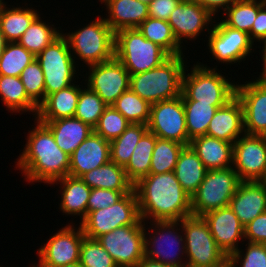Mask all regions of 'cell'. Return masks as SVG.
I'll use <instances>...</instances> for the list:
<instances>
[{
    "label": "cell",
    "mask_w": 266,
    "mask_h": 267,
    "mask_svg": "<svg viewBox=\"0 0 266 267\" xmlns=\"http://www.w3.org/2000/svg\"><path fill=\"white\" fill-rule=\"evenodd\" d=\"M34 119L33 127L28 129L23 151L15 161L14 170H19L24 181L50 186L53 182L69 175L70 156L61 150L51 130Z\"/></svg>",
    "instance_id": "cell-1"
},
{
    "label": "cell",
    "mask_w": 266,
    "mask_h": 267,
    "mask_svg": "<svg viewBox=\"0 0 266 267\" xmlns=\"http://www.w3.org/2000/svg\"><path fill=\"white\" fill-rule=\"evenodd\" d=\"M133 189L143 221L181 220L191 216V196L182 188L174 171L149 174Z\"/></svg>",
    "instance_id": "cell-2"
},
{
    "label": "cell",
    "mask_w": 266,
    "mask_h": 267,
    "mask_svg": "<svg viewBox=\"0 0 266 267\" xmlns=\"http://www.w3.org/2000/svg\"><path fill=\"white\" fill-rule=\"evenodd\" d=\"M84 24L68 32V29L66 32L62 29V35L67 39L74 61L82 71L88 66L112 60L115 44V33L103 15H97L96 19Z\"/></svg>",
    "instance_id": "cell-3"
},
{
    "label": "cell",
    "mask_w": 266,
    "mask_h": 267,
    "mask_svg": "<svg viewBox=\"0 0 266 267\" xmlns=\"http://www.w3.org/2000/svg\"><path fill=\"white\" fill-rule=\"evenodd\" d=\"M185 55L170 56L156 68L130 75L129 88L149 104L181 96L182 76L190 64Z\"/></svg>",
    "instance_id": "cell-4"
},
{
    "label": "cell",
    "mask_w": 266,
    "mask_h": 267,
    "mask_svg": "<svg viewBox=\"0 0 266 267\" xmlns=\"http://www.w3.org/2000/svg\"><path fill=\"white\" fill-rule=\"evenodd\" d=\"M194 60L195 63L192 66L187 64L182 76V100H195L199 103H228L236 96L237 81L235 80L238 79L230 74L231 71L227 74L224 69L225 72L218 68L210 69L201 65L199 60L197 62L196 59ZM226 75H231V77Z\"/></svg>",
    "instance_id": "cell-5"
},
{
    "label": "cell",
    "mask_w": 266,
    "mask_h": 267,
    "mask_svg": "<svg viewBox=\"0 0 266 267\" xmlns=\"http://www.w3.org/2000/svg\"><path fill=\"white\" fill-rule=\"evenodd\" d=\"M144 243V257L169 267H186L185 238L180 220L144 221Z\"/></svg>",
    "instance_id": "cell-6"
},
{
    "label": "cell",
    "mask_w": 266,
    "mask_h": 267,
    "mask_svg": "<svg viewBox=\"0 0 266 267\" xmlns=\"http://www.w3.org/2000/svg\"><path fill=\"white\" fill-rule=\"evenodd\" d=\"M219 18H215L211 32L207 35L206 41H203L207 43L204 50L208 49L207 54L210 53L212 63L214 60L217 62L214 61V64L211 63L209 66L204 63L205 60L199 63L210 69H217L219 64L227 65L225 67L230 65V68L234 64L235 67L238 64L241 66L240 63L244 64V61L249 60L250 55L254 56L252 54L257 52L258 46L250 39L248 33L227 26Z\"/></svg>",
    "instance_id": "cell-7"
},
{
    "label": "cell",
    "mask_w": 266,
    "mask_h": 267,
    "mask_svg": "<svg viewBox=\"0 0 266 267\" xmlns=\"http://www.w3.org/2000/svg\"><path fill=\"white\" fill-rule=\"evenodd\" d=\"M114 57L130 75H135L160 66L170 55L147 40L138 28H132L115 33Z\"/></svg>",
    "instance_id": "cell-8"
},
{
    "label": "cell",
    "mask_w": 266,
    "mask_h": 267,
    "mask_svg": "<svg viewBox=\"0 0 266 267\" xmlns=\"http://www.w3.org/2000/svg\"><path fill=\"white\" fill-rule=\"evenodd\" d=\"M44 74L45 97L67 88L82 78L67 39L61 34L37 56ZM80 76V77H79Z\"/></svg>",
    "instance_id": "cell-9"
},
{
    "label": "cell",
    "mask_w": 266,
    "mask_h": 267,
    "mask_svg": "<svg viewBox=\"0 0 266 267\" xmlns=\"http://www.w3.org/2000/svg\"><path fill=\"white\" fill-rule=\"evenodd\" d=\"M180 222L185 238L186 267H223L228 262L202 216L191 215Z\"/></svg>",
    "instance_id": "cell-10"
},
{
    "label": "cell",
    "mask_w": 266,
    "mask_h": 267,
    "mask_svg": "<svg viewBox=\"0 0 266 267\" xmlns=\"http://www.w3.org/2000/svg\"><path fill=\"white\" fill-rule=\"evenodd\" d=\"M241 180L233 167L207 170L198 190L191 196L192 216L229 206Z\"/></svg>",
    "instance_id": "cell-11"
},
{
    "label": "cell",
    "mask_w": 266,
    "mask_h": 267,
    "mask_svg": "<svg viewBox=\"0 0 266 267\" xmlns=\"http://www.w3.org/2000/svg\"><path fill=\"white\" fill-rule=\"evenodd\" d=\"M141 219L134 189L115 204L87 213L79 223L84 235L96 239L118 227L135 225Z\"/></svg>",
    "instance_id": "cell-12"
},
{
    "label": "cell",
    "mask_w": 266,
    "mask_h": 267,
    "mask_svg": "<svg viewBox=\"0 0 266 267\" xmlns=\"http://www.w3.org/2000/svg\"><path fill=\"white\" fill-rule=\"evenodd\" d=\"M62 224L47 241L43 243L37 251V267H59L79 263L80 248L83 241L84 232L79 224ZM77 226V227H76ZM46 241V242H45Z\"/></svg>",
    "instance_id": "cell-13"
},
{
    "label": "cell",
    "mask_w": 266,
    "mask_h": 267,
    "mask_svg": "<svg viewBox=\"0 0 266 267\" xmlns=\"http://www.w3.org/2000/svg\"><path fill=\"white\" fill-rule=\"evenodd\" d=\"M215 18L196 1L182 0L171 12L167 21L178 43L187 51L188 46H185L184 43L195 42L196 44V40L198 42L199 40L203 41L206 39L212 30ZM201 36H205V38L199 39Z\"/></svg>",
    "instance_id": "cell-14"
},
{
    "label": "cell",
    "mask_w": 266,
    "mask_h": 267,
    "mask_svg": "<svg viewBox=\"0 0 266 267\" xmlns=\"http://www.w3.org/2000/svg\"><path fill=\"white\" fill-rule=\"evenodd\" d=\"M117 266H135L144 258V221L127 225L96 238Z\"/></svg>",
    "instance_id": "cell-15"
},
{
    "label": "cell",
    "mask_w": 266,
    "mask_h": 267,
    "mask_svg": "<svg viewBox=\"0 0 266 267\" xmlns=\"http://www.w3.org/2000/svg\"><path fill=\"white\" fill-rule=\"evenodd\" d=\"M86 69L82 71L85 85L108 106L129 89L130 74L115 57L110 61L88 66Z\"/></svg>",
    "instance_id": "cell-16"
},
{
    "label": "cell",
    "mask_w": 266,
    "mask_h": 267,
    "mask_svg": "<svg viewBox=\"0 0 266 267\" xmlns=\"http://www.w3.org/2000/svg\"><path fill=\"white\" fill-rule=\"evenodd\" d=\"M147 126L148 131L160 139L188 146L186 117L181 96L151 104Z\"/></svg>",
    "instance_id": "cell-17"
},
{
    "label": "cell",
    "mask_w": 266,
    "mask_h": 267,
    "mask_svg": "<svg viewBox=\"0 0 266 267\" xmlns=\"http://www.w3.org/2000/svg\"><path fill=\"white\" fill-rule=\"evenodd\" d=\"M238 78L236 96L243 107L244 132L266 136V82L251 74L252 80ZM254 77V78H253ZM242 79L245 80L240 82Z\"/></svg>",
    "instance_id": "cell-18"
},
{
    "label": "cell",
    "mask_w": 266,
    "mask_h": 267,
    "mask_svg": "<svg viewBox=\"0 0 266 267\" xmlns=\"http://www.w3.org/2000/svg\"><path fill=\"white\" fill-rule=\"evenodd\" d=\"M232 167L241 181H258L266 168V136L241 135L233 143Z\"/></svg>",
    "instance_id": "cell-19"
},
{
    "label": "cell",
    "mask_w": 266,
    "mask_h": 267,
    "mask_svg": "<svg viewBox=\"0 0 266 267\" xmlns=\"http://www.w3.org/2000/svg\"><path fill=\"white\" fill-rule=\"evenodd\" d=\"M202 217L209 225L216 244L227 257L243 245L244 226L229 206L211 210Z\"/></svg>",
    "instance_id": "cell-20"
},
{
    "label": "cell",
    "mask_w": 266,
    "mask_h": 267,
    "mask_svg": "<svg viewBox=\"0 0 266 267\" xmlns=\"http://www.w3.org/2000/svg\"><path fill=\"white\" fill-rule=\"evenodd\" d=\"M110 160V141L92 132L70 156L69 176L80 178Z\"/></svg>",
    "instance_id": "cell-21"
},
{
    "label": "cell",
    "mask_w": 266,
    "mask_h": 267,
    "mask_svg": "<svg viewBox=\"0 0 266 267\" xmlns=\"http://www.w3.org/2000/svg\"><path fill=\"white\" fill-rule=\"evenodd\" d=\"M60 184V186H59ZM52 185L58 187L59 196L58 209L65 217L71 216L70 224L80 223L87 215V202L90 196L91 188L78 177L65 176L53 182ZM60 189V190H59ZM61 196V197H60ZM78 218L73 221L74 218Z\"/></svg>",
    "instance_id": "cell-22"
},
{
    "label": "cell",
    "mask_w": 266,
    "mask_h": 267,
    "mask_svg": "<svg viewBox=\"0 0 266 267\" xmlns=\"http://www.w3.org/2000/svg\"><path fill=\"white\" fill-rule=\"evenodd\" d=\"M106 23L114 33L123 29L138 28L148 17V5L138 0H98ZM104 8V9H103ZM108 13V14H107Z\"/></svg>",
    "instance_id": "cell-23"
},
{
    "label": "cell",
    "mask_w": 266,
    "mask_h": 267,
    "mask_svg": "<svg viewBox=\"0 0 266 267\" xmlns=\"http://www.w3.org/2000/svg\"><path fill=\"white\" fill-rule=\"evenodd\" d=\"M229 207L240 223L246 226L266 211V190L258 181H241Z\"/></svg>",
    "instance_id": "cell-24"
},
{
    "label": "cell",
    "mask_w": 266,
    "mask_h": 267,
    "mask_svg": "<svg viewBox=\"0 0 266 267\" xmlns=\"http://www.w3.org/2000/svg\"><path fill=\"white\" fill-rule=\"evenodd\" d=\"M244 132L243 107L235 96L218 108L211 119L206 135L234 143Z\"/></svg>",
    "instance_id": "cell-25"
},
{
    "label": "cell",
    "mask_w": 266,
    "mask_h": 267,
    "mask_svg": "<svg viewBox=\"0 0 266 267\" xmlns=\"http://www.w3.org/2000/svg\"><path fill=\"white\" fill-rule=\"evenodd\" d=\"M24 1V3L13 1V5L11 2L9 5V2L5 0L0 1V28L7 42H17L32 21L41 13L37 8H33L32 2L28 5V2Z\"/></svg>",
    "instance_id": "cell-26"
},
{
    "label": "cell",
    "mask_w": 266,
    "mask_h": 267,
    "mask_svg": "<svg viewBox=\"0 0 266 267\" xmlns=\"http://www.w3.org/2000/svg\"><path fill=\"white\" fill-rule=\"evenodd\" d=\"M80 80L81 78L69 87L46 96L45 100L38 106L35 118L38 121H52L74 117L81 91Z\"/></svg>",
    "instance_id": "cell-27"
},
{
    "label": "cell",
    "mask_w": 266,
    "mask_h": 267,
    "mask_svg": "<svg viewBox=\"0 0 266 267\" xmlns=\"http://www.w3.org/2000/svg\"><path fill=\"white\" fill-rule=\"evenodd\" d=\"M189 145L207 170L226 169L233 165V143L203 135L193 138Z\"/></svg>",
    "instance_id": "cell-28"
},
{
    "label": "cell",
    "mask_w": 266,
    "mask_h": 267,
    "mask_svg": "<svg viewBox=\"0 0 266 267\" xmlns=\"http://www.w3.org/2000/svg\"><path fill=\"white\" fill-rule=\"evenodd\" d=\"M40 122L51 130L57 146L69 156L93 132L92 127L75 117Z\"/></svg>",
    "instance_id": "cell-29"
},
{
    "label": "cell",
    "mask_w": 266,
    "mask_h": 267,
    "mask_svg": "<svg viewBox=\"0 0 266 267\" xmlns=\"http://www.w3.org/2000/svg\"><path fill=\"white\" fill-rule=\"evenodd\" d=\"M0 102L11 115L36 117L38 106L28 97L20 77L0 75Z\"/></svg>",
    "instance_id": "cell-30"
},
{
    "label": "cell",
    "mask_w": 266,
    "mask_h": 267,
    "mask_svg": "<svg viewBox=\"0 0 266 267\" xmlns=\"http://www.w3.org/2000/svg\"><path fill=\"white\" fill-rule=\"evenodd\" d=\"M91 189L102 188L119 192H131L133 184L128 180L124 167L111 160L80 177Z\"/></svg>",
    "instance_id": "cell-31"
},
{
    "label": "cell",
    "mask_w": 266,
    "mask_h": 267,
    "mask_svg": "<svg viewBox=\"0 0 266 267\" xmlns=\"http://www.w3.org/2000/svg\"><path fill=\"white\" fill-rule=\"evenodd\" d=\"M206 172V167L193 148L190 145L185 146L179 155L174 173L182 188L190 196L198 190Z\"/></svg>",
    "instance_id": "cell-32"
},
{
    "label": "cell",
    "mask_w": 266,
    "mask_h": 267,
    "mask_svg": "<svg viewBox=\"0 0 266 267\" xmlns=\"http://www.w3.org/2000/svg\"><path fill=\"white\" fill-rule=\"evenodd\" d=\"M42 15L43 14L40 13L32 21L28 29L17 41L34 56H37L45 47H47L62 34V28L60 24L57 27L56 23H52L54 16L52 18V21L50 22L49 19H45L47 21L43 20Z\"/></svg>",
    "instance_id": "cell-33"
},
{
    "label": "cell",
    "mask_w": 266,
    "mask_h": 267,
    "mask_svg": "<svg viewBox=\"0 0 266 267\" xmlns=\"http://www.w3.org/2000/svg\"><path fill=\"white\" fill-rule=\"evenodd\" d=\"M185 110L188 145L198 136L206 135L216 110L227 103H199L195 100H182Z\"/></svg>",
    "instance_id": "cell-34"
},
{
    "label": "cell",
    "mask_w": 266,
    "mask_h": 267,
    "mask_svg": "<svg viewBox=\"0 0 266 267\" xmlns=\"http://www.w3.org/2000/svg\"><path fill=\"white\" fill-rule=\"evenodd\" d=\"M158 137L147 131L136 144L129 162L124 167L128 180L135 185L150 174L152 153Z\"/></svg>",
    "instance_id": "cell-35"
},
{
    "label": "cell",
    "mask_w": 266,
    "mask_h": 267,
    "mask_svg": "<svg viewBox=\"0 0 266 267\" xmlns=\"http://www.w3.org/2000/svg\"><path fill=\"white\" fill-rule=\"evenodd\" d=\"M138 30L147 40L159 45L170 56L187 54L185 51L186 49H184L175 38L167 20L148 17L138 26Z\"/></svg>",
    "instance_id": "cell-36"
},
{
    "label": "cell",
    "mask_w": 266,
    "mask_h": 267,
    "mask_svg": "<svg viewBox=\"0 0 266 267\" xmlns=\"http://www.w3.org/2000/svg\"><path fill=\"white\" fill-rule=\"evenodd\" d=\"M265 3L266 0H236L219 17L227 26L248 33L251 39L253 23Z\"/></svg>",
    "instance_id": "cell-37"
},
{
    "label": "cell",
    "mask_w": 266,
    "mask_h": 267,
    "mask_svg": "<svg viewBox=\"0 0 266 267\" xmlns=\"http://www.w3.org/2000/svg\"><path fill=\"white\" fill-rule=\"evenodd\" d=\"M147 131V124L130 123L119 137L110 141L111 161L119 166L125 167L130 160L136 144Z\"/></svg>",
    "instance_id": "cell-38"
},
{
    "label": "cell",
    "mask_w": 266,
    "mask_h": 267,
    "mask_svg": "<svg viewBox=\"0 0 266 267\" xmlns=\"http://www.w3.org/2000/svg\"><path fill=\"white\" fill-rule=\"evenodd\" d=\"M107 106L94 91L85 85L84 79H82L74 117L94 129Z\"/></svg>",
    "instance_id": "cell-39"
},
{
    "label": "cell",
    "mask_w": 266,
    "mask_h": 267,
    "mask_svg": "<svg viewBox=\"0 0 266 267\" xmlns=\"http://www.w3.org/2000/svg\"><path fill=\"white\" fill-rule=\"evenodd\" d=\"M185 145L175 141L156 139L152 153L150 174H162L172 172Z\"/></svg>",
    "instance_id": "cell-40"
},
{
    "label": "cell",
    "mask_w": 266,
    "mask_h": 267,
    "mask_svg": "<svg viewBox=\"0 0 266 267\" xmlns=\"http://www.w3.org/2000/svg\"><path fill=\"white\" fill-rule=\"evenodd\" d=\"M112 106L120 112L130 123L148 124L150 119V106L130 88L125 91Z\"/></svg>",
    "instance_id": "cell-41"
},
{
    "label": "cell",
    "mask_w": 266,
    "mask_h": 267,
    "mask_svg": "<svg viewBox=\"0 0 266 267\" xmlns=\"http://www.w3.org/2000/svg\"><path fill=\"white\" fill-rule=\"evenodd\" d=\"M36 56L18 42H8L0 58V75L20 77L23 69Z\"/></svg>",
    "instance_id": "cell-42"
},
{
    "label": "cell",
    "mask_w": 266,
    "mask_h": 267,
    "mask_svg": "<svg viewBox=\"0 0 266 267\" xmlns=\"http://www.w3.org/2000/svg\"><path fill=\"white\" fill-rule=\"evenodd\" d=\"M129 124L130 122L110 105L105 108L93 132L102 136L105 140L112 141L119 137Z\"/></svg>",
    "instance_id": "cell-43"
},
{
    "label": "cell",
    "mask_w": 266,
    "mask_h": 267,
    "mask_svg": "<svg viewBox=\"0 0 266 267\" xmlns=\"http://www.w3.org/2000/svg\"><path fill=\"white\" fill-rule=\"evenodd\" d=\"M243 245L228 257L232 267H266V244L244 241Z\"/></svg>",
    "instance_id": "cell-44"
},
{
    "label": "cell",
    "mask_w": 266,
    "mask_h": 267,
    "mask_svg": "<svg viewBox=\"0 0 266 267\" xmlns=\"http://www.w3.org/2000/svg\"><path fill=\"white\" fill-rule=\"evenodd\" d=\"M20 79L28 97L39 106L45 100V82L43 71L36 59L23 69Z\"/></svg>",
    "instance_id": "cell-45"
},
{
    "label": "cell",
    "mask_w": 266,
    "mask_h": 267,
    "mask_svg": "<svg viewBox=\"0 0 266 267\" xmlns=\"http://www.w3.org/2000/svg\"><path fill=\"white\" fill-rule=\"evenodd\" d=\"M81 267H117L110 254L102 247L97 239H91L86 236L80 248Z\"/></svg>",
    "instance_id": "cell-46"
},
{
    "label": "cell",
    "mask_w": 266,
    "mask_h": 267,
    "mask_svg": "<svg viewBox=\"0 0 266 267\" xmlns=\"http://www.w3.org/2000/svg\"><path fill=\"white\" fill-rule=\"evenodd\" d=\"M127 193L130 192H119L109 189L93 188L91 189L87 202V213L109 207L119 201Z\"/></svg>",
    "instance_id": "cell-47"
},
{
    "label": "cell",
    "mask_w": 266,
    "mask_h": 267,
    "mask_svg": "<svg viewBox=\"0 0 266 267\" xmlns=\"http://www.w3.org/2000/svg\"><path fill=\"white\" fill-rule=\"evenodd\" d=\"M244 241L266 244V211L244 226Z\"/></svg>",
    "instance_id": "cell-48"
},
{
    "label": "cell",
    "mask_w": 266,
    "mask_h": 267,
    "mask_svg": "<svg viewBox=\"0 0 266 267\" xmlns=\"http://www.w3.org/2000/svg\"><path fill=\"white\" fill-rule=\"evenodd\" d=\"M182 0H154L148 5L149 17L168 20L171 12Z\"/></svg>",
    "instance_id": "cell-49"
},
{
    "label": "cell",
    "mask_w": 266,
    "mask_h": 267,
    "mask_svg": "<svg viewBox=\"0 0 266 267\" xmlns=\"http://www.w3.org/2000/svg\"><path fill=\"white\" fill-rule=\"evenodd\" d=\"M251 40L256 46H260L262 43L266 42V3L257 13L251 29Z\"/></svg>",
    "instance_id": "cell-50"
},
{
    "label": "cell",
    "mask_w": 266,
    "mask_h": 267,
    "mask_svg": "<svg viewBox=\"0 0 266 267\" xmlns=\"http://www.w3.org/2000/svg\"><path fill=\"white\" fill-rule=\"evenodd\" d=\"M206 8L213 16L219 17L236 0H194ZM221 10V11H220ZM218 15V16H217Z\"/></svg>",
    "instance_id": "cell-51"
},
{
    "label": "cell",
    "mask_w": 266,
    "mask_h": 267,
    "mask_svg": "<svg viewBox=\"0 0 266 267\" xmlns=\"http://www.w3.org/2000/svg\"><path fill=\"white\" fill-rule=\"evenodd\" d=\"M259 48L260 49L262 48L261 51ZM258 49H259L258 50L259 55L261 54L259 57L261 58V62L263 64H261V66H260V67H262L260 72H256L255 74L259 73V74H257L258 77H256V78L266 82V42H264L260 46H258Z\"/></svg>",
    "instance_id": "cell-52"
},
{
    "label": "cell",
    "mask_w": 266,
    "mask_h": 267,
    "mask_svg": "<svg viewBox=\"0 0 266 267\" xmlns=\"http://www.w3.org/2000/svg\"><path fill=\"white\" fill-rule=\"evenodd\" d=\"M137 267H169L163 263H160L155 260H151L147 257H144L138 264Z\"/></svg>",
    "instance_id": "cell-53"
},
{
    "label": "cell",
    "mask_w": 266,
    "mask_h": 267,
    "mask_svg": "<svg viewBox=\"0 0 266 267\" xmlns=\"http://www.w3.org/2000/svg\"><path fill=\"white\" fill-rule=\"evenodd\" d=\"M7 43L8 42L6 41L5 36L3 35L1 28H0V58L2 56V53H3Z\"/></svg>",
    "instance_id": "cell-54"
},
{
    "label": "cell",
    "mask_w": 266,
    "mask_h": 267,
    "mask_svg": "<svg viewBox=\"0 0 266 267\" xmlns=\"http://www.w3.org/2000/svg\"><path fill=\"white\" fill-rule=\"evenodd\" d=\"M258 182L264 187V189L266 190V168L265 171L262 175V177L258 180Z\"/></svg>",
    "instance_id": "cell-55"
},
{
    "label": "cell",
    "mask_w": 266,
    "mask_h": 267,
    "mask_svg": "<svg viewBox=\"0 0 266 267\" xmlns=\"http://www.w3.org/2000/svg\"><path fill=\"white\" fill-rule=\"evenodd\" d=\"M59 267H81V266H80V263H74V264L63 265V266H59Z\"/></svg>",
    "instance_id": "cell-56"
},
{
    "label": "cell",
    "mask_w": 266,
    "mask_h": 267,
    "mask_svg": "<svg viewBox=\"0 0 266 267\" xmlns=\"http://www.w3.org/2000/svg\"><path fill=\"white\" fill-rule=\"evenodd\" d=\"M138 1H140V2H142L144 4H146V5H149L154 0H138Z\"/></svg>",
    "instance_id": "cell-57"
},
{
    "label": "cell",
    "mask_w": 266,
    "mask_h": 267,
    "mask_svg": "<svg viewBox=\"0 0 266 267\" xmlns=\"http://www.w3.org/2000/svg\"><path fill=\"white\" fill-rule=\"evenodd\" d=\"M32 263H29L30 265L28 267H37L34 262L31 260Z\"/></svg>",
    "instance_id": "cell-58"
},
{
    "label": "cell",
    "mask_w": 266,
    "mask_h": 267,
    "mask_svg": "<svg viewBox=\"0 0 266 267\" xmlns=\"http://www.w3.org/2000/svg\"><path fill=\"white\" fill-rule=\"evenodd\" d=\"M223 267H232L228 262Z\"/></svg>",
    "instance_id": "cell-59"
},
{
    "label": "cell",
    "mask_w": 266,
    "mask_h": 267,
    "mask_svg": "<svg viewBox=\"0 0 266 267\" xmlns=\"http://www.w3.org/2000/svg\"><path fill=\"white\" fill-rule=\"evenodd\" d=\"M117 267H137V265H135V266H117Z\"/></svg>",
    "instance_id": "cell-60"
}]
</instances>
